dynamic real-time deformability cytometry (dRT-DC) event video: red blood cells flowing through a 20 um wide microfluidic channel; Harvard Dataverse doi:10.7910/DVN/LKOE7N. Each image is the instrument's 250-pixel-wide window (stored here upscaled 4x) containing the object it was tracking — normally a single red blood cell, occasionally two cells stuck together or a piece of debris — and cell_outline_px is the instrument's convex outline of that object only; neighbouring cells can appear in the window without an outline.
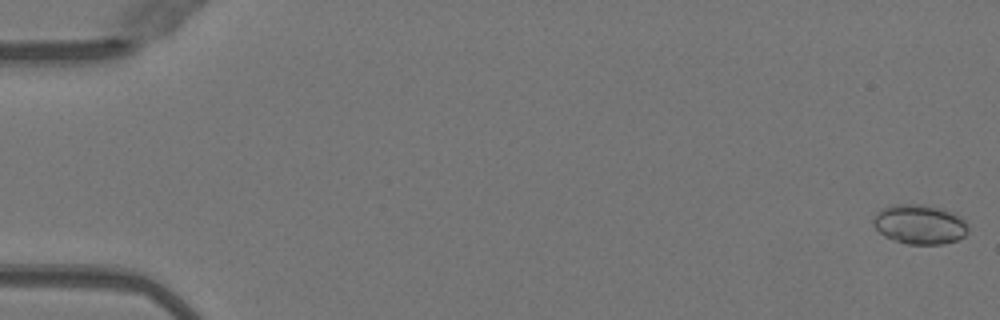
{"species": "Egyptian fruit bat (a non-hibernating species)", "species_latin": "Rousettus aegyptiacus", "temperature_condition": "warm", "stored_images_in_passage": 12, "camera_frame_rate_fps": 3000, "um_per_image_px": 0.085, "animal": {"sex": "female"}, "frame": {"image": 1, "passage_image": 1, "time_ms": 0.0, "image_size_px": [1000, 320], "cell_outline_px": [[968, 232], [964, 236], [956, 240], [944, 244], [908, 244], [884, 236], [872, 224], [872, 220], [876, 212], [880, 208], [896, 204], [920, 204], [944, 208], [956, 212], [968, 224]], "centroid_in_image_um": [78.19, 19.05], "position_along_channel_um": 6.8, "area_um2": 22.2}}